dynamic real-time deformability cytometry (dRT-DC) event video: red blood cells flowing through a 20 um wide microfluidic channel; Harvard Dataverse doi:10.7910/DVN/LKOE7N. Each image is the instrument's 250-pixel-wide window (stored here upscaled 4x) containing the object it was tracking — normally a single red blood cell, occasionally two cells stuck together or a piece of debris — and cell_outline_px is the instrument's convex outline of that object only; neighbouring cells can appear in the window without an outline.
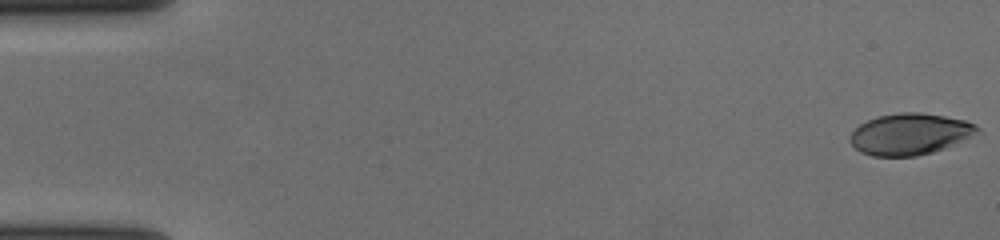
{"species": "human", "species_latin": "Homo sapiens", "temperature_condition": "cold", "stored_images_in_passage": 23, "camera_frame_rate_fps": 3000, "um_per_image_px": 0.085, "donor": {"sex": "female"}, "frame": {"image": 1, "passage_image": 1, "time_ms": 0.0, "image_size_px": [1000, 240], "cell_outline_px": [[984, 132], [944, 148], [932, 152], [916, 156], [872, 156], [860, 152], [848, 140], [848, 136], [860, 124], [876, 116], [900, 112], [920, 112], [944, 116], [964, 120], [976, 124]], "centroid_in_image_um": [77.36, 11.39], "position_along_channel_um": 7.6, "area_um2": 30.98}}
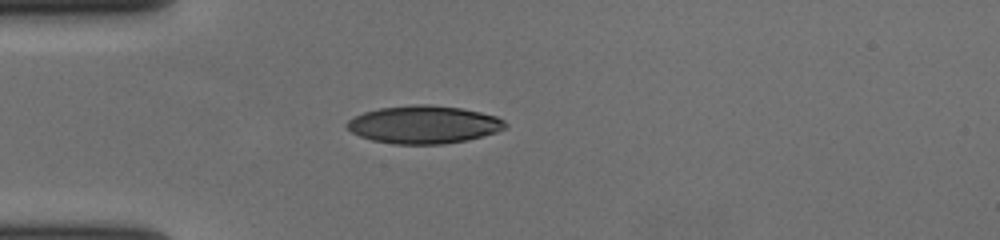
{"frame": {"image": 2, "passage_image": 17, "time_ms": 5.333, "image_size_px": [1000, 240], "cell_outline_px": [[508, 128], [496, 132], [468, 140], [444, 144], [392, 144], [372, 140], [360, 136], [352, 132], [344, 124], [348, 120], [364, 112], [380, 108], [412, 104], [428, 104], [460, 108], [480, 112], [496, 116], [504, 120], [508, 124]], "centroid_in_image_um": [36.04, 10.59], "position_along_channel_um": 49.0, "area_um2": 35.03}}
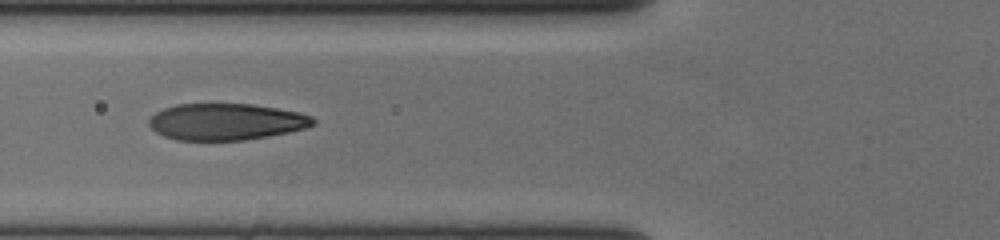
{"frame": {"image": 3, "passage_image": 23, "time_ms": 7.333, "image_size_px": [1000, 240], "cell_outline_px": [[316, 124], [308, 128], [268, 136], [244, 140], [176, 140], [164, 136], [156, 132], [148, 124], [148, 120], [156, 112], [164, 108], [176, 104], [252, 104], [300, 112], [312, 116], [316, 120]], "centroid_in_image_um": [19.24, 10.35], "position_along_channel_um": 106.6, "area_um2": 35.14}}